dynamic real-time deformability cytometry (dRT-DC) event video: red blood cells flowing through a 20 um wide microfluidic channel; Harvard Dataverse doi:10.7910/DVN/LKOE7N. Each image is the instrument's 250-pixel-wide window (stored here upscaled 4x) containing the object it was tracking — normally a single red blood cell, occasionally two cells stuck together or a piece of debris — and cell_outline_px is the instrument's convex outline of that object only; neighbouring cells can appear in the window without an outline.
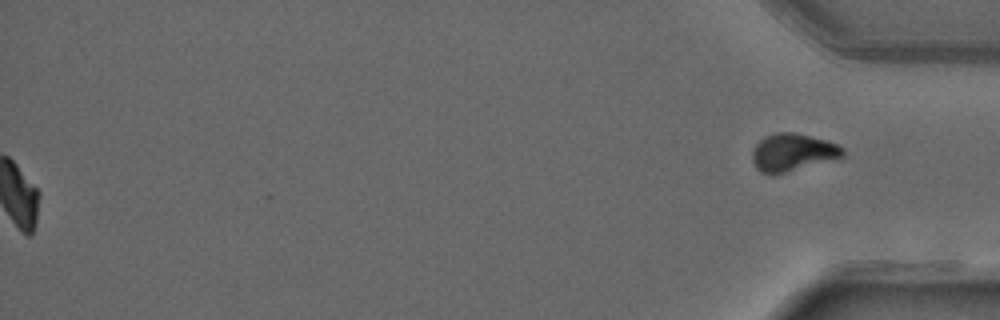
{"species": "common noctule bat (a hibernating species)", "species_latin": "Nyctalus noctula", "temperature_condition": "warm", "stored_images_in_passage": 50, "segment_of_instrument_passage": [2, 2], "camera_frame_rate_fps": 3000, "um_per_image_px": 0.085, "animal": {"sex": "male", "forearm_length_mm": 52.5}, "frame": {"image": 1, "passage_image": 50, "time_ms": 16.333, "image_size_px": [1000, 320], "cell_outline_px": [[844, 156], [840, 160], [772, 176], [760, 172], [756, 168], [752, 160], [752, 148], [764, 136], [776, 132], [792, 132], [828, 140], [844, 148]], "centroid_in_image_um": [67.41, 12.99], "position_along_channel_um": 367.8, "area_um2": 20.63}}